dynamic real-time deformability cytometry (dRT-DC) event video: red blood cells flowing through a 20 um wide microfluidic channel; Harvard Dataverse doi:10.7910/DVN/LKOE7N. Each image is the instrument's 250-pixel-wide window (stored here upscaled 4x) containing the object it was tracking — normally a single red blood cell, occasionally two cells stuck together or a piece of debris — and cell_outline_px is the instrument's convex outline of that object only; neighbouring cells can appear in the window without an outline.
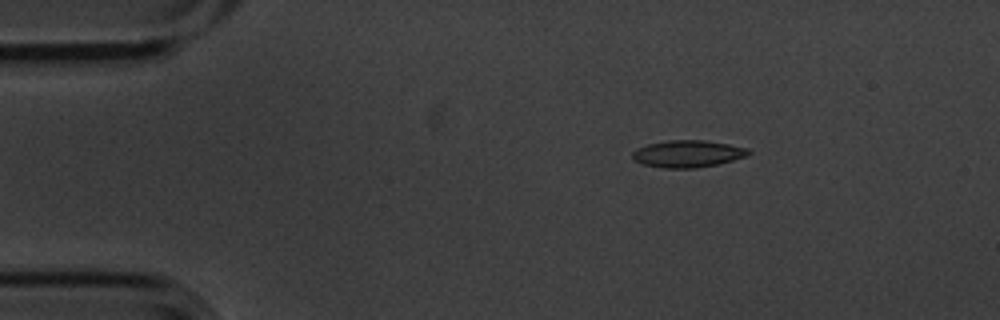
{"species": "common noctule bat (a hibernating species)", "species_latin": "Nyctalus noctula", "temperature_condition": "cold", "stored_images_in_passage": 6, "segment_of_instrument_passage": [1, 2], "camera_frame_rate_fps": 3000, "um_per_image_px": 0.085, "animal": {"sex": "male", "body_mass_g": 20.1, "forearm_length_mm": 53.5}, "frame": {"image": 1, "passage_image": 3, "time_ms": 0.667, "image_size_px": [1000, 320], "cell_outline_px": [[752, 152], [748, 156], [716, 164], [696, 168], [664, 168], [644, 164], [632, 160], [632, 152], [636, 148], [648, 144], [668, 140], [704, 140], [728, 144], [748, 148]], "centroid_in_image_um": [58.45, 13.07], "position_along_channel_um": 26.6, "area_um2": 18.32}}